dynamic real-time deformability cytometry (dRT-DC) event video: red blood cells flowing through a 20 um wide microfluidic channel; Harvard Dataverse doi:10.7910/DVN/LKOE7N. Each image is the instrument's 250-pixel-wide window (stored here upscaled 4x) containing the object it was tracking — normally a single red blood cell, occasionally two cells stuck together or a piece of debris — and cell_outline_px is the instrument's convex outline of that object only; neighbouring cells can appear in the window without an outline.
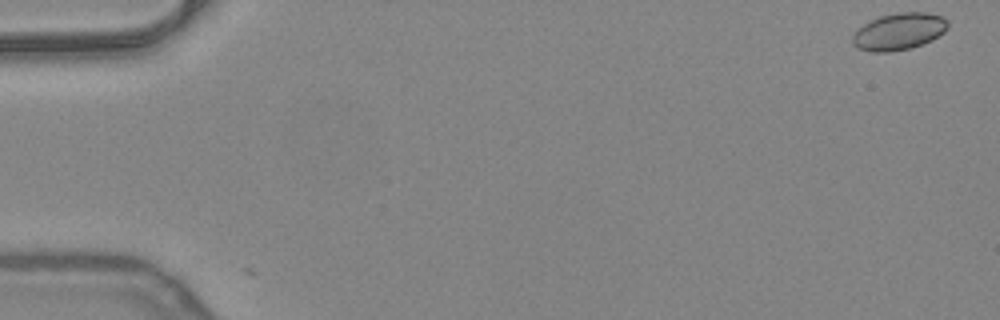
{"species": "common noctule bat (a hibernating species)", "species_latin": "Nyctalus noctula", "temperature_condition": "warm", "stored_images_in_passage": 3, "camera_frame_rate_fps": 3000, "um_per_image_px": 0.085, "animal": {"sex": "female", "body_mass_g": 24.6, "forearm_length_mm": 56.2}, "frame": {"image": 1, "passage_image": 1, "time_ms": 0.0, "image_size_px": [1000, 320], "cell_outline_px": [[948, 28], [944, 32], [932, 40], [912, 48], [892, 52], [872, 52], [860, 48], [852, 44], [852, 36], [864, 24], [880, 16], [896, 12], [924, 12], [940, 16], [948, 20]], "centroid_in_image_um": [76.43, 2.68], "position_along_channel_um": 8.6, "area_um2": 20.46}}